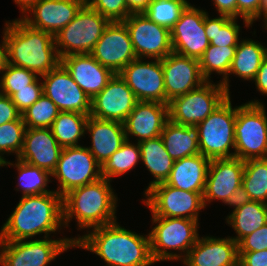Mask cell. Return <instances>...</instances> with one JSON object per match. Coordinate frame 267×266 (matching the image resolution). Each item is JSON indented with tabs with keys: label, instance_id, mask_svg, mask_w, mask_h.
<instances>
[{
	"label": "cell",
	"instance_id": "1",
	"mask_svg": "<svg viewBox=\"0 0 267 266\" xmlns=\"http://www.w3.org/2000/svg\"><path fill=\"white\" fill-rule=\"evenodd\" d=\"M93 231L75 237V247L84 248L100 256L107 266H150L154 260L146 236L111 224L95 227Z\"/></svg>",
	"mask_w": 267,
	"mask_h": 266
},
{
	"label": "cell",
	"instance_id": "2",
	"mask_svg": "<svg viewBox=\"0 0 267 266\" xmlns=\"http://www.w3.org/2000/svg\"><path fill=\"white\" fill-rule=\"evenodd\" d=\"M63 223V197L56 191L22 196L2 225L0 241L28 240L35 235L55 233Z\"/></svg>",
	"mask_w": 267,
	"mask_h": 266
},
{
	"label": "cell",
	"instance_id": "3",
	"mask_svg": "<svg viewBox=\"0 0 267 266\" xmlns=\"http://www.w3.org/2000/svg\"><path fill=\"white\" fill-rule=\"evenodd\" d=\"M5 24L8 64L41 77L61 63L53 35L30 27L21 18Z\"/></svg>",
	"mask_w": 267,
	"mask_h": 266
},
{
	"label": "cell",
	"instance_id": "4",
	"mask_svg": "<svg viewBox=\"0 0 267 266\" xmlns=\"http://www.w3.org/2000/svg\"><path fill=\"white\" fill-rule=\"evenodd\" d=\"M109 180L96 182L70 190L63 196V223L75 220L80 229H91L111 224L116 220L117 197Z\"/></svg>",
	"mask_w": 267,
	"mask_h": 266
},
{
	"label": "cell",
	"instance_id": "5",
	"mask_svg": "<svg viewBox=\"0 0 267 266\" xmlns=\"http://www.w3.org/2000/svg\"><path fill=\"white\" fill-rule=\"evenodd\" d=\"M152 223L156 224L149 233L151 256L157 261L182 260L195 245L198 234V221L188 218H171L152 216ZM168 249L180 250L176 254Z\"/></svg>",
	"mask_w": 267,
	"mask_h": 266
},
{
	"label": "cell",
	"instance_id": "6",
	"mask_svg": "<svg viewBox=\"0 0 267 266\" xmlns=\"http://www.w3.org/2000/svg\"><path fill=\"white\" fill-rule=\"evenodd\" d=\"M258 100L237 106L235 157L247 161L267 158V115Z\"/></svg>",
	"mask_w": 267,
	"mask_h": 266
},
{
	"label": "cell",
	"instance_id": "7",
	"mask_svg": "<svg viewBox=\"0 0 267 266\" xmlns=\"http://www.w3.org/2000/svg\"><path fill=\"white\" fill-rule=\"evenodd\" d=\"M229 96L216 110L197 126L199 150L212 159L233 158L235 150V122L237 107H232Z\"/></svg>",
	"mask_w": 267,
	"mask_h": 266
},
{
	"label": "cell",
	"instance_id": "8",
	"mask_svg": "<svg viewBox=\"0 0 267 266\" xmlns=\"http://www.w3.org/2000/svg\"><path fill=\"white\" fill-rule=\"evenodd\" d=\"M109 23L107 18L85 3L76 17L54 37L60 59L72 54L90 53Z\"/></svg>",
	"mask_w": 267,
	"mask_h": 266
},
{
	"label": "cell",
	"instance_id": "9",
	"mask_svg": "<svg viewBox=\"0 0 267 266\" xmlns=\"http://www.w3.org/2000/svg\"><path fill=\"white\" fill-rule=\"evenodd\" d=\"M229 96L220 82L213 84L212 81H206L200 87L169 102V119L180 125L196 126Z\"/></svg>",
	"mask_w": 267,
	"mask_h": 266
},
{
	"label": "cell",
	"instance_id": "10",
	"mask_svg": "<svg viewBox=\"0 0 267 266\" xmlns=\"http://www.w3.org/2000/svg\"><path fill=\"white\" fill-rule=\"evenodd\" d=\"M70 247L75 248V238L0 241V265L48 266Z\"/></svg>",
	"mask_w": 267,
	"mask_h": 266
},
{
	"label": "cell",
	"instance_id": "11",
	"mask_svg": "<svg viewBox=\"0 0 267 266\" xmlns=\"http://www.w3.org/2000/svg\"><path fill=\"white\" fill-rule=\"evenodd\" d=\"M144 194L146 200L143 202L150 208L152 216L198 221L199 211L205 208L203 193L184 191L165 182L150 187Z\"/></svg>",
	"mask_w": 267,
	"mask_h": 266
},
{
	"label": "cell",
	"instance_id": "12",
	"mask_svg": "<svg viewBox=\"0 0 267 266\" xmlns=\"http://www.w3.org/2000/svg\"><path fill=\"white\" fill-rule=\"evenodd\" d=\"M51 175L60 183L56 192L62 197L74 188L102 178L101 165L88 148L81 145L63 148Z\"/></svg>",
	"mask_w": 267,
	"mask_h": 266
},
{
	"label": "cell",
	"instance_id": "13",
	"mask_svg": "<svg viewBox=\"0 0 267 266\" xmlns=\"http://www.w3.org/2000/svg\"><path fill=\"white\" fill-rule=\"evenodd\" d=\"M123 22L137 58L161 60L173 52L170 29L155 23L144 13H131Z\"/></svg>",
	"mask_w": 267,
	"mask_h": 266
},
{
	"label": "cell",
	"instance_id": "14",
	"mask_svg": "<svg viewBox=\"0 0 267 266\" xmlns=\"http://www.w3.org/2000/svg\"><path fill=\"white\" fill-rule=\"evenodd\" d=\"M90 54L114 74H118L137 59L129 31L123 21L110 22Z\"/></svg>",
	"mask_w": 267,
	"mask_h": 266
},
{
	"label": "cell",
	"instance_id": "15",
	"mask_svg": "<svg viewBox=\"0 0 267 266\" xmlns=\"http://www.w3.org/2000/svg\"><path fill=\"white\" fill-rule=\"evenodd\" d=\"M41 77L43 78V94L61 112H76L90 116V97L76 84L61 63Z\"/></svg>",
	"mask_w": 267,
	"mask_h": 266
},
{
	"label": "cell",
	"instance_id": "16",
	"mask_svg": "<svg viewBox=\"0 0 267 266\" xmlns=\"http://www.w3.org/2000/svg\"><path fill=\"white\" fill-rule=\"evenodd\" d=\"M205 11L189 4L170 29L173 52L199 59L210 45L204 28Z\"/></svg>",
	"mask_w": 267,
	"mask_h": 266
},
{
	"label": "cell",
	"instance_id": "17",
	"mask_svg": "<svg viewBox=\"0 0 267 266\" xmlns=\"http://www.w3.org/2000/svg\"><path fill=\"white\" fill-rule=\"evenodd\" d=\"M137 58L118 74L127 83L138 101H157L165 104L164 74L161 60L142 61Z\"/></svg>",
	"mask_w": 267,
	"mask_h": 266
},
{
	"label": "cell",
	"instance_id": "18",
	"mask_svg": "<svg viewBox=\"0 0 267 266\" xmlns=\"http://www.w3.org/2000/svg\"><path fill=\"white\" fill-rule=\"evenodd\" d=\"M138 100L119 74L108 81L106 87L91 100L90 116L124 123Z\"/></svg>",
	"mask_w": 267,
	"mask_h": 266
},
{
	"label": "cell",
	"instance_id": "19",
	"mask_svg": "<svg viewBox=\"0 0 267 266\" xmlns=\"http://www.w3.org/2000/svg\"><path fill=\"white\" fill-rule=\"evenodd\" d=\"M164 86L165 104L180 95L200 87L206 80L200 70L199 59L183 56L171 52L161 59Z\"/></svg>",
	"mask_w": 267,
	"mask_h": 266
},
{
	"label": "cell",
	"instance_id": "20",
	"mask_svg": "<svg viewBox=\"0 0 267 266\" xmlns=\"http://www.w3.org/2000/svg\"><path fill=\"white\" fill-rule=\"evenodd\" d=\"M85 3L81 0H39L21 19L30 27L55 35L68 25ZM31 12V13H30Z\"/></svg>",
	"mask_w": 267,
	"mask_h": 266
},
{
	"label": "cell",
	"instance_id": "21",
	"mask_svg": "<svg viewBox=\"0 0 267 266\" xmlns=\"http://www.w3.org/2000/svg\"><path fill=\"white\" fill-rule=\"evenodd\" d=\"M244 161L239 158L212 159L209 163L203 200L205 207L212 200L226 202L242 185Z\"/></svg>",
	"mask_w": 267,
	"mask_h": 266
},
{
	"label": "cell",
	"instance_id": "22",
	"mask_svg": "<svg viewBox=\"0 0 267 266\" xmlns=\"http://www.w3.org/2000/svg\"><path fill=\"white\" fill-rule=\"evenodd\" d=\"M169 120V106L157 101H138L124 122L126 139L135 136L137 143L161 135Z\"/></svg>",
	"mask_w": 267,
	"mask_h": 266
},
{
	"label": "cell",
	"instance_id": "23",
	"mask_svg": "<svg viewBox=\"0 0 267 266\" xmlns=\"http://www.w3.org/2000/svg\"><path fill=\"white\" fill-rule=\"evenodd\" d=\"M182 261L185 266H238V243L230 236L226 238L199 236Z\"/></svg>",
	"mask_w": 267,
	"mask_h": 266
},
{
	"label": "cell",
	"instance_id": "24",
	"mask_svg": "<svg viewBox=\"0 0 267 266\" xmlns=\"http://www.w3.org/2000/svg\"><path fill=\"white\" fill-rule=\"evenodd\" d=\"M62 150L50 128H26L23 147L17 158L52 173Z\"/></svg>",
	"mask_w": 267,
	"mask_h": 266
},
{
	"label": "cell",
	"instance_id": "25",
	"mask_svg": "<svg viewBox=\"0 0 267 266\" xmlns=\"http://www.w3.org/2000/svg\"><path fill=\"white\" fill-rule=\"evenodd\" d=\"M61 64L91 100L114 76L110 69L101 65L90 53L65 56L61 58Z\"/></svg>",
	"mask_w": 267,
	"mask_h": 266
},
{
	"label": "cell",
	"instance_id": "26",
	"mask_svg": "<svg viewBox=\"0 0 267 266\" xmlns=\"http://www.w3.org/2000/svg\"><path fill=\"white\" fill-rule=\"evenodd\" d=\"M86 131L91 135L92 146L87 147L102 165L127 140L124 123L88 117Z\"/></svg>",
	"mask_w": 267,
	"mask_h": 266
},
{
	"label": "cell",
	"instance_id": "27",
	"mask_svg": "<svg viewBox=\"0 0 267 266\" xmlns=\"http://www.w3.org/2000/svg\"><path fill=\"white\" fill-rule=\"evenodd\" d=\"M210 161L201 153L174 161L165 183L184 191L204 193Z\"/></svg>",
	"mask_w": 267,
	"mask_h": 266
},
{
	"label": "cell",
	"instance_id": "28",
	"mask_svg": "<svg viewBox=\"0 0 267 266\" xmlns=\"http://www.w3.org/2000/svg\"><path fill=\"white\" fill-rule=\"evenodd\" d=\"M267 56V48L252 39L241 40L235 51L228 76L220 83L229 92V75L235 74L245 80H254L263 59Z\"/></svg>",
	"mask_w": 267,
	"mask_h": 266
},
{
	"label": "cell",
	"instance_id": "29",
	"mask_svg": "<svg viewBox=\"0 0 267 266\" xmlns=\"http://www.w3.org/2000/svg\"><path fill=\"white\" fill-rule=\"evenodd\" d=\"M160 136L174 161L200 153L197 126L180 125L169 119Z\"/></svg>",
	"mask_w": 267,
	"mask_h": 266
},
{
	"label": "cell",
	"instance_id": "30",
	"mask_svg": "<svg viewBox=\"0 0 267 266\" xmlns=\"http://www.w3.org/2000/svg\"><path fill=\"white\" fill-rule=\"evenodd\" d=\"M141 161L154 176L145 192L152 186L165 182L171 173L174 160L167 153L161 136L139 142Z\"/></svg>",
	"mask_w": 267,
	"mask_h": 266
},
{
	"label": "cell",
	"instance_id": "31",
	"mask_svg": "<svg viewBox=\"0 0 267 266\" xmlns=\"http://www.w3.org/2000/svg\"><path fill=\"white\" fill-rule=\"evenodd\" d=\"M226 222L236 231L237 236L231 238L238 243L243 237L267 223V204L251 200L233 210L226 218Z\"/></svg>",
	"mask_w": 267,
	"mask_h": 266
},
{
	"label": "cell",
	"instance_id": "32",
	"mask_svg": "<svg viewBox=\"0 0 267 266\" xmlns=\"http://www.w3.org/2000/svg\"><path fill=\"white\" fill-rule=\"evenodd\" d=\"M89 115L76 112H60L50 129L62 148L76 147L86 132Z\"/></svg>",
	"mask_w": 267,
	"mask_h": 266
},
{
	"label": "cell",
	"instance_id": "33",
	"mask_svg": "<svg viewBox=\"0 0 267 266\" xmlns=\"http://www.w3.org/2000/svg\"><path fill=\"white\" fill-rule=\"evenodd\" d=\"M237 19L225 15L210 18L205 11L204 28L210 45L218 47L237 46L240 42L239 34L241 28L237 24Z\"/></svg>",
	"mask_w": 267,
	"mask_h": 266
},
{
	"label": "cell",
	"instance_id": "34",
	"mask_svg": "<svg viewBox=\"0 0 267 266\" xmlns=\"http://www.w3.org/2000/svg\"><path fill=\"white\" fill-rule=\"evenodd\" d=\"M17 162L13 165L10 161L1 163V167L5 165L15 166L18 170V184L17 187L22 190V196L38 195L51 193L46 189L51 173L45 169L30 165L17 158Z\"/></svg>",
	"mask_w": 267,
	"mask_h": 266
},
{
	"label": "cell",
	"instance_id": "35",
	"mask_svg": "<svg viewBox=\"0 0 267 266\" xmlns=\"http://www.w3.org/2000/svg\"><path fill=\"white\" fill-rule=\"evenodd\" d=\"M141 160L139 143L126 140L109 159L101 165V176L111 181L113 177L122 176L133 169ZM138 162V163H137Z\"/></svg>",
	"mask_w": 267,
	"mask_h": 266
},
{
	"label": "cell",
	"instance_id": "36",
	"mask_svg": "<svg viewBox=\"0 0 267 266\" xmlns=\"http://www.w3.org/2000/svg\"><path fill=\"white\" fill-rule=\"evenodd\" d=\"M242 186L251 200L267 204V158L244 161Z\"/></svg>",
	"mask_w": 267,
	"mask_h": 266
},
{
	"label": "cell",
	"instance_id": "37",
	"mask_svg": "<svg viewBox=\"0 0 267 266\" xmlns=\"http://www.w3.org/2000/svg\"><path fill=\"white\" fill-rule=\"evenodd\" d=\"M237 46L218 47L209 45L199 58L200 70L203 78L210 81L212 72L219 73L222 81L228 76Z\"/></svg>",
	"mask_w": 267,
	"mask_h": 266
},
{
	"label": "cell",
	"instance_id": "38",
	"mask_svg": "<svg viewBox=\"0 0 267 266\" xmlns=\"http://www.w3.org/2000/svg\"><path fill=\"white\" fill-rule=\"evenodd\" d=\"M189 4L187 0H152L144 14L155 23L171 29Z\"/></svg>",
	"mask_w": 267,
	"mask_h": 266
},
{
	"label": "cell",
	"instance_id": "39",
	"mask_svg": "<svg viewBox=\"0 0 267 266\" xmlns=\"http://www.w3.org/2000/svg\"><path fill=\"white\" fill-rule=\"evenodd\" d=\"M61 111L44 94L22 113L26 128H50Z\"/></svg>",
	"mask_w": 267,
	"mask_h": 266
},
{
	"label": "cell",
	"instance_id": "40",
	"mask_svg": "<svg viewBox=\"0 0 267 266\" xmlns=\"http://www.w3.org/2000/svg\"><path fill=\"white\" fill-rule=\"evenodd\" d=\"M25 130L22 116L0 125V164L6 161L3 156L5 153H15L17 159L23 147Z\"/></svg>",
	"mask_w": 267,
	"mask_h": 266
},
{
	"label": "cell",
	"instance_id": "41",
	"mask_svg": "<svg viewBox=\"0 0 267 266\" xmlns=\"http://www.w3.org/2000/svg\"><path fill=\"white\" fill-rule=\"evenodd\" d=\"M2 73L0 79L2 94L9 97L18 92L19 89L28 88V85L38 78L36 73L12 64H7Z\"/></svg>",
	"mask_w": 267,
	"mask_h": 266
},
{
	"label": "cell",
	"instance_id": "42",
	"mask_svg": "<svg viewBox=\"0 0 267 266\" xmlns=\"http://www.w3.org/2000/svg\"><path fill=\"white\" fill-rule=\"evenodd\" d=\"M87 4L110 22L124 21L131 14L125 0H89Z\"/></svg>",
	"mask_w": 267,
	"mask_h": 266
},
{
	"label": "cell",
	"instance_id": "43",
	"mask_svg": "<svg viewBox=\"0 0 267 266\" xmlns=\"http://www.w3.org/2000/svg\"><path fill=\"white\" fill-rule=\"evenodd\" d=\"M39 79L37 78L32 84L28 85V88L19 89L10 97L21 114L43 95V85L42 82L39 84Z\"/></svg>",
	"mask_w": 267,
	"mask_h": 266
},
{
	"label": "cell",
	"instance_id": "44",
	"mask_svg": "<svg viewBox=\"0 0 267 266\" xmlns=\"http://www.w3.org/2000/svg\"><path fill=\"white\" fill-rule=\"evenodd\" d=\"M267 249V223L238 242V252H253Z\"/></svg>",
	"mask_w": 267,
	"mask_h": 266
},
{
	"label": "cell",
	"instance_id": "45",
	"mask_svg": "<svg viewBox=\"0 0 267 266\" xmlns=\"http://www.w3.org/2000/svg\"><path fill=\"white\" fill-rule=\"evenodd\" d=\"M260 5L261 0H237V17H242L245 27L260 19Z\"/></svg>",
	"mask_w": 267,
	"mask_h": 266
},
{
	"label": "cell",
	"instance_id": "46",
	"mask_svg": "<svg viewBox=\"0 0 267 266\" xmlns=\"http://www.w3.org/2000/svg\"><path fill=\"white\" fill-rule=\"evenodd\" d=\"M22 114L18 111L11 98L6 95L0 96V125L18 120Z\"/></svg>",
	"mask_w": 267,
	"mask_h": 266
},
{
	"label": "cell",
	"instance_id": "47",
	"mask_svg": "<svg viewBox=\"0 0 267 266\" xmlns=\"http://www.w3.org/2000/svg\"><path fill=\"white\" fill-rule=\"evenodd\" d=\"M240 266H267V249L253 252H238Z\"/></svg>",
	"mask_w": 267,
	"mask_h": 266
},
{
	"label": "cell",
	"instance_id": "48",
	"mask_svg": "<svg viewBox=\"0 0 267 266\" xmlns=\"http://www.w3.org/2000/svg\"><path fill=\"white\" fill-rule=\"evenodd\" d=\"M219 15L237 18V0H212Z\"/></svg>",
	"mask_w": 267,
	"mask_h": 266
},
{
	"label": "cell",
	"instance_id": "49",
	"mask_svg": "<svg viewBox=\"0 0 267 266\" xmlns=\"http://www.w3.org/2000/svg\"><path fill=\"white\" fill-rule=\"evenodd\" d=\"M251 201L249 194L241 185L237 188V190L232 193L226 200L224 204L230 205L234 207V210L239 208L240 206L245 205Z\"/></svg>",
	"mask_w": 267,
	"mask_h": 266
},
{
	"label": "cell",
	"instance_id": "50",
	"mask_svg": "<svg viewBox=\"0 0 267 266\" xmlns=\"http://www.w3.org/2000/svg\"><path fill=\"white\" fill-rule=\"evenodd\" d=\"M253 81L258 91L267 96V56L263 59Z\"/></svg>",
	"mask_w": 267,
	"mask_h": 266
},
{
	"label": "cell",
	"instance_id": "51",
	"mask_svg": "<svg viewBox=\"0 0 267 266\" xmlns=\"http://www.w3.org/2000/svg\"><path fill=\"white\" fill-rule=\"evenodd\" d=\"M130 13H144L152 0H125Z\"/></svg>",
	"mask_w": 267,
	"mask_h": 266
},
{
	"label": "cell",
	"instance_id": "52",
	"mask_svg": "<svg viewBox=\"0 0 267 266\" xmlns=\"http://www.w3.org/2000/svg\"><path fill=\"white\" fill-rule=\"evenodd\" d=\"M4 35H3V41L2 44H0V73L4 71L8 64V54H7V42L5 39V28H4Z\"/></svg>",
	"mask_w": 267,
	"mask_h": 266
},
{
	"label": "cell",
	"instance_id": "53",
	"mask_svg": "<svg viewBox=\"0 0 267 266\" xmlns=\"http://www.w3.org/2000/svg\"><path fill=\"white\" fill-rule=\"evenodd\" d=\"M39 0H14V2L21 8V12L27 15L28 11L38 2Z\"/></svg>",
	"mask_w": 267,
	"mask_h": 266
},
{
	"label": "cell",
	"instance_id": "54",
	"mask_svg": "<svg viewBox=\"0 0 267 266\" xmlns=\"http://www.w3.org/2000/svg\"><path fill=\"white\" fill-rule=\"evenodd\" d=\"M264 16V21L267 19V0H261L260 17Z\"/></svg>",
	"mask_w": 267,
	"mask_h": 266
},
{
	"label": "cell",
	"instance_id": "55",
	"mask_svg": "<svg viewBox=\"0 0 267 266\" xmlns=\"http://www.w3.org/2000/svg\"><path fill=\"white\" fill-rule=\"evenodd\" d=\"M264 23L265 29L267 30V19L264 21Z\"/></svg>",
	"mask_w": 267,
	"mask_h": 266
},
{
	"label": "cell",
	"instance_id": "56",
	"mask_svg": "<svg viewBox=\"0 0 267 266\" xmlns=\"http://www.w3.org/2000/svg\"><path fill=\"white\" fill-rule=\"evenodd\" d=\"M1 95H3V94H2L1 81H0V96Z\"/></svg>",
	"mask_w": 267,
	"mask_h": 266
},
{
	"label": "cell",
	"instance_id": "57",
	"mask_svg": "<svg viewBox=\"0 0 267 266\" xmlns=\"http://www.w3.org/2000/svg\"><path fill=\"white\" fill-rule=\"evenodd\" d=\"M81 1H83L84 3H87L89 0H81Z\"/></svg>",
	"mask_w": 267,
	"mask_h": 266
}]
</instances>
